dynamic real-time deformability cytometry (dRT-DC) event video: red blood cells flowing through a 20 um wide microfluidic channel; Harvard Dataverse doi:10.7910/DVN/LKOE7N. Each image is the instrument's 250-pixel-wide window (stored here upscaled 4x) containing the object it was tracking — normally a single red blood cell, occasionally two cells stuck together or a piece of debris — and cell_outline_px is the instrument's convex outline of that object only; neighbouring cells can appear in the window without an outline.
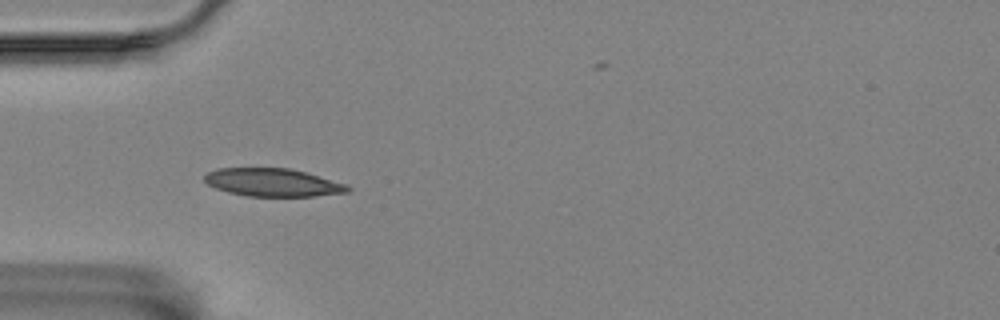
{"species": "Egyptian fruit bat (a non-hibernating species)", "species_latin": "Rousettus aegyptiacus", "temperature_condition": "room temperature", "stored_images_in_passage": 16, "camera_frame_rate_fps": 3000, "um_per_image_px": 0.085, "animal": {"sex": "female"}, "frame": {"image": 1, "passage_image": 1, "time_ms": 0.0, "image_size_px": [1000, 320], "cell_outline_px": [[352, 188], [348, 192], [316, 196], [248, 196], [228, 192], [216, 188], [208, 184], [204, 180], [204, 176], [208, 172], [216, 168], [288, 168], [308, 172], [348, 184]], "centroid_in_image_um": [23.23, 15.5], "position_along_channel_um": 61.8, "area_um2": 23.52}}
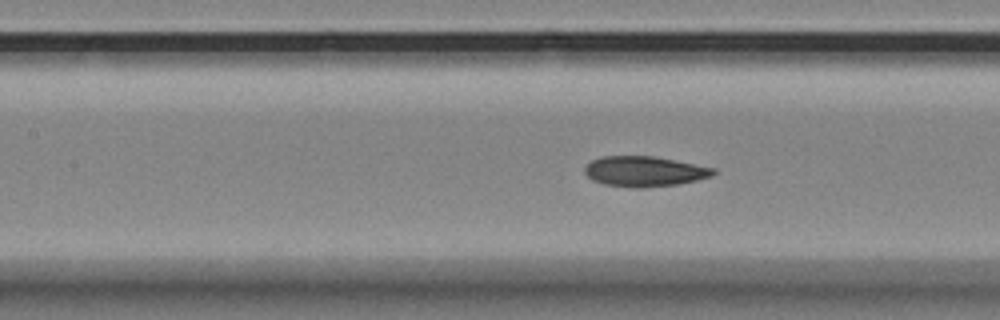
{"frame": {"image": 2, "passage_image": 9, "time_ms": 2.667, "image_size_px": [1000, 320], "cell_outline_px": [[716, 172], [712, 176], [696, 180], [676, 184], [644, 188], [632, 188], [604, 184], [592, 180], [584, 172], [584, 168], [592, 160], [600, 156], [652, 156], [716, 168]], "centroid_in_image_um": [54.76, 14.57], "position_along_channel_um": 152.6, "area_um2": 22.66}}
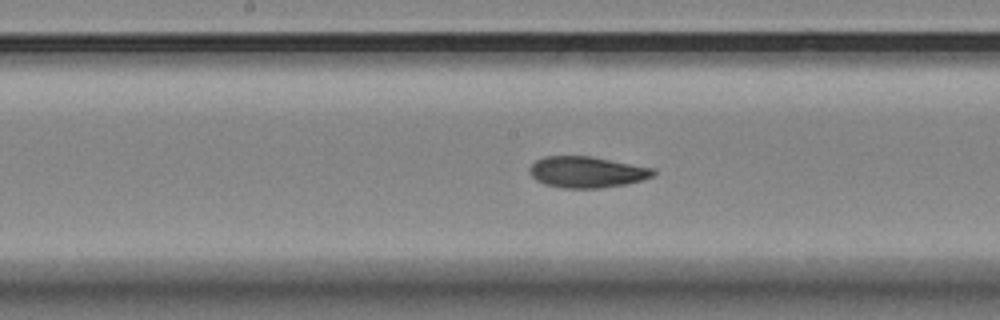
{"frame": {"image": 3, "passage_image": 13, "time_ms": 4.0, "image_size_px": [1000, 320], "cell_outline_px": [[656, 172], [652, 176], [640, 180], [624, 184], [600, 188], [560, 188], [544, 184], [536, 180], [528, 172], [528, 168], [536, 160], [544, 156], [592, 156], [656, 168]], "centroid_in_image_um": [49.86, 14.61], "position_along_channel_um": 198.3, "area_um2": 22.66}}